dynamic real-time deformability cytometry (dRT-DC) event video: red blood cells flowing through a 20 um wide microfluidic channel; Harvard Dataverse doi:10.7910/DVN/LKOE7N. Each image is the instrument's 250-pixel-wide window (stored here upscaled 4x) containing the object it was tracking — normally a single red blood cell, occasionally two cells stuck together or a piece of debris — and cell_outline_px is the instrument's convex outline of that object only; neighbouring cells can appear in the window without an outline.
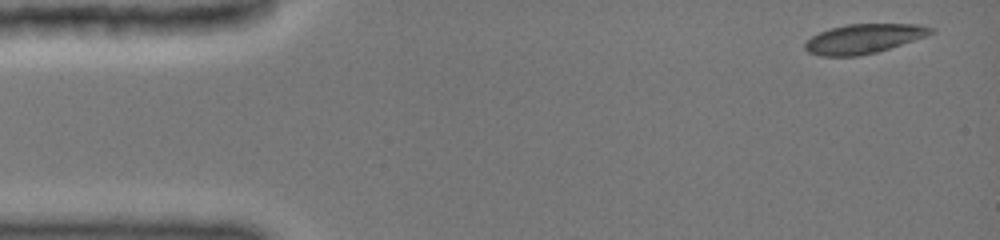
{"species": "common noctule bat (a hibernating species)", "species_latin": "Nyctalus noctula", "temperature_condition": "cold", "stored_images_in_passage": 6, "camera_frame_rate_fps": 3000, "um_per_image_px": 0.085, "animal": {"sex": "female", "body_mass_g": 19.0, "forearm_length_mm": 51.5}, "frame": {"image": 1, "passage_image": 1, "time_ms": 0.0, "image_size_px": [1000, 240], "cell_outline_px": [[936, 32], [876, 52], [856, 56], [824, 56], [808, 52], [804, 48], [804, 44], [812, 36], [820, 32], [832, 28], [848, 24], [920, 24], [936, 28]], "centroid_in_image_um": [73.42, 3.28], "position_along_channel_um": 11.6, "area_um2": 21.27}}
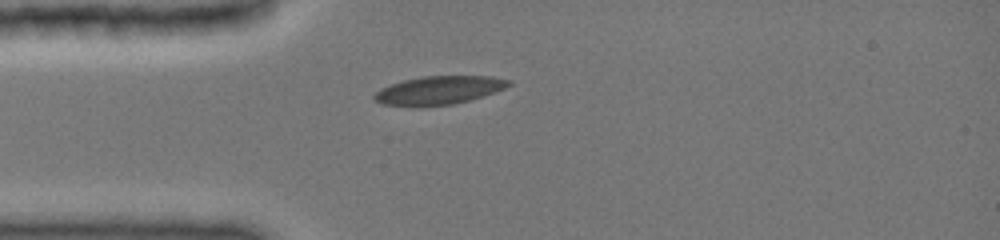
{"frame": {"image": 2, "passage_image": 4, "time_ms": 3.333, "image_size_px": [1000, 240], "cell_outline_px": [[512, 84], [504, 88], [468, 100], [452, 104], [384, 104], [376, 100], [372, 96], [376, 92], [392, 84], [404, 80], [424, 76], [488, 76], [508, 80]], "centroid_in_image_um": [37.34, 7.63], "position_along_channel_um": 47.7, "area_um2": 20.98}}
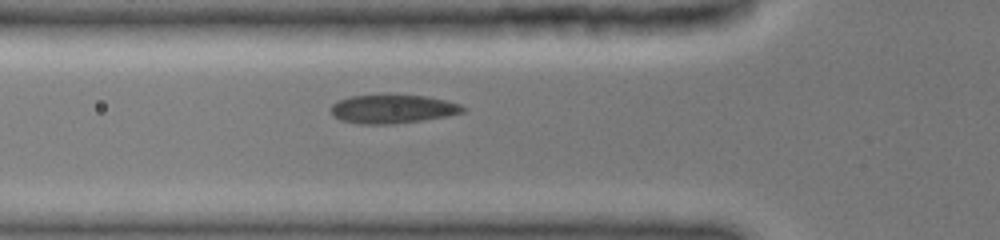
{"frame": {"image": 3, "passage_image": 6, "time_ms": 4.667, "image_size_px": [1000, 240], "cell_outline_px": [[464, 112], [444, 116], [420, 120], [388, 124], [360, 124], [340, 120], [332, 112], [332, 104], [340, 100], [352, 96], [424, 96], [444, 100], [460, 104], [464, 108]], "centroid_in_image_um": [33.36, 9.28], "position_along_channel_um": 92.4, "area_um2": 21.21}}